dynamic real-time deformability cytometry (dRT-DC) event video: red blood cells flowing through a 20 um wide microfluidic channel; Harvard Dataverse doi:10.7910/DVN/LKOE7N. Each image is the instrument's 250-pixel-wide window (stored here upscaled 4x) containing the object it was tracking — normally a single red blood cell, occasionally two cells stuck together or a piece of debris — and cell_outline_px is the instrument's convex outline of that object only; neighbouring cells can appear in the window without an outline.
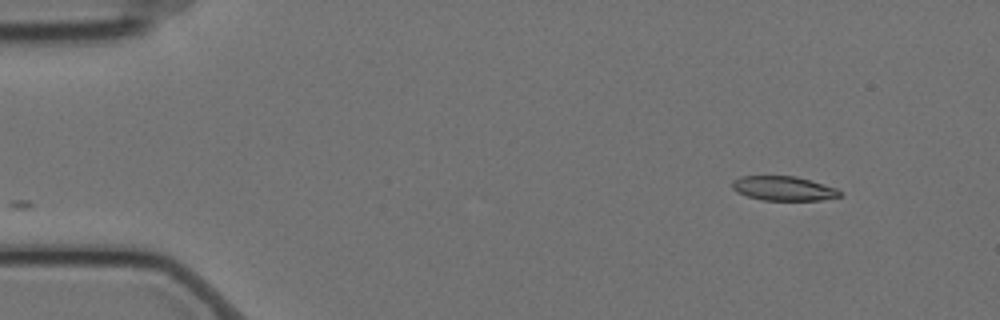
{"species": "Egyptian fruit bat (a non-hibernating species)", "species_latin": "Rousettus aegyptiacus", "temperature_condition": "cold", "stored_images_in_passage": 50, "camera_frame_rate_fps": 3000, "um_per_image_px": 0.085, "animal": {"sex": "female"}, "frame": {"image": 1, "passage_image": 1, "time_ms": 0.0, "image_size_px": [1000, 320], "cell_outline_px": [[840, 196], [820, 200], [764, 200], [748, 196], [736, 192], [732, 188], [732, 180], [740, 176], [796, 176], [824, 184], [836, 188], [840, 192]], "centroid_in_image_um": [66.56, 16.01], "position_along_channel_um": 18.4, "area_um2": 15.2}}
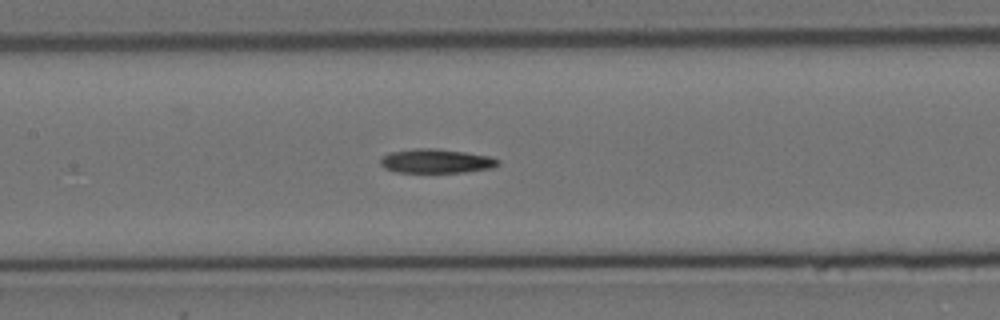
{"frame": {"image": 2, "passage_image": 22, "time_ms": 7.0, "image_size_px": [1000, 320], "cell_outline_px": [[500, 164], [492, 168], [464, 172], [396, 172], [384, 168], [380, 164], [380, 160], [384, 156], [392, 152], [416, 148], [436, 148], [464, 152], [488, 156], [500, 160]], "centroid_in_image_um": [37.09, 13.69], "position_along_channel_um": 170.3, "area_um2": 16.42}}
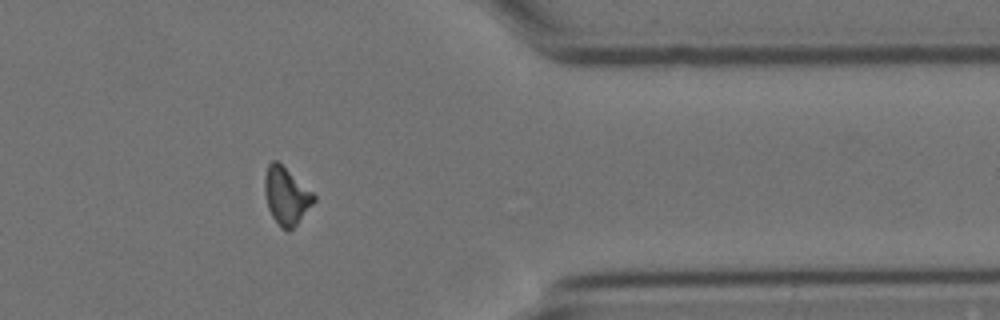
{"frame": {"image": 3, "passage_image": 42, "time_ms": 13.667, "image_size_px": [1000, 320], "cell_outline_px": [[316, 200], [296, 224], [288, 232], [280, 228], [272, 216], [268, 208], [264, 192], [264, 176], [268, 164], [272, 160], [276, 160], [312, 192], [316, 196]], "centroid_in_image_um": [24.3, 16.66], "position_along_channel_um": 387.1, "area_um2": 16.24}}